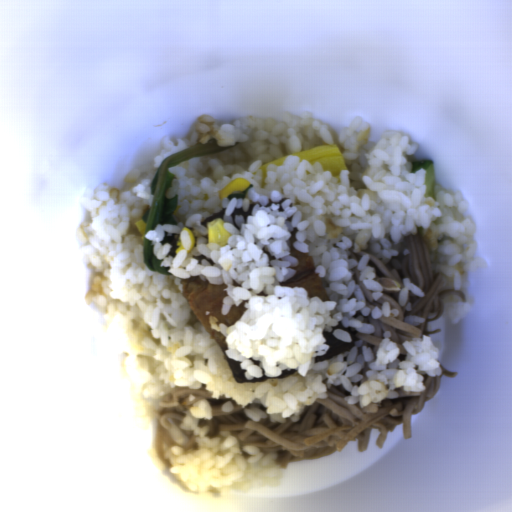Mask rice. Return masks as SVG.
Listing matches in <instances>:
<instances>
[{
    "instance_id": "obj_1",
    "label": "rice",
    "mask_w": 512,
    "mask_h": 512,
    "mask_svg": "<svg viewBox=\"0 0 512 512\" xmlns=\"http://www.w3.org/2000/svg\"><path fill=\"white\" fill-rule=\"evenodd\" d=\"M372 126L356 117L348 126L333 128L310 111L301 117L283 113L273 117L243 116L218 126L211 114L196 119L186 137L161 139L162 150L152 167L131 169L124 189L105 181L85 190L81 223L75 229L77 243L89 276L83 300L94 304L107 324H119L126 335L128 358L125 369L139 381L144 398H165L176 388L199 389L211 399H227L221 410L241 407L254 422L300 421L306 406L327 399L331 385L342 386L350 395L349 406L362 408L405 394L426 391L424 375L442 376L439 347L431 335L403 340L407 354L385 330L376 355L367 341L359 339L349 350L325 361L323 331L343 328L373 334L380 320L398 317V307L381 302V309L366 307V298L355 280L371 290L373 300L383 297V283L376 281L370 255L357 262L349 251L369 250L385 265L398 256L393 244L416 236L421 229L427 241L434 275L448 279L447 287L464 292L443 297L445 319L455 324L471 312L467 273L486 269L488 261L476 256L477 226L464 215L471 204L459 189H448L436 180L435 197H426L425 167L415 173L407 154L416 152L400 130H382L377 141L368 140ZM217 140L219 147H233L204 157H194L169 168L178 176L166 191V199L178 193L172 217L177 226L158 223L145 237L152 240L153 254L163 260L169 273L151 271L142 259L146 227L141 216L150 209V182L161 159L196 143ZM336 145L349 171H340V183L321 162L310 164L290 156L282 166L268 165L262 188L260 166L315 146ZM247 178L251 185L220 199L219 191L230 181ZM224 220L233 236L228 245L207 244L206 223ZM188 227L195 247L187 254ZM298 228L293 245L313 257L315 273L331 300L308 297L307 289L284 287L299 265L286 241ZM200 276L215 285L227 284L222 315L242 301L245 311L233 325L211 328L222 332L229 346L226 355L241 361L247 379L288 378L236 383L223 353L182 293V279ZM441 365V366H440Z\"/></svg>"
},
{
    "instance_id": "obj_2",
    "label": "rice",
    "mask_w": 512,
    "mask_h": 512,
    "mask_svg": "<svg viewBox=\"0 0 512 512\" xmlns=\"http://www.w3.org/2000/svg\"><path fill=\"white\" fill-rule=\"evenodd\" d=\"M212 405L207 398L193 403L185 411L182 421L168 432L172 442L162 444L169 461V471L179 478L191 492L211 488H229L236 492L259 485L281 483L288 464L281 468L275 463L276 451L263 454L255 444L242 449L251 455L246 458L239 440L230 431H221L207 437L210 426L199 427L202 420L213 419Z\"/></svg>"
},
{
    "instance_id": "obj_3",
    "label": "rice",
    "mask_w": 512,
    "mask_h": 512,
    "mask_svg": "<svg viewBox=\"0 0 512 512\" xmlns=\"http://www.w3.org/2000/svg\"><path fill=\"white\" fill-rule=\"evenodd\" d=\"M332 336L344 343H352L351 333L343 328H336Z\"/></svg>"
}]
</instances>
